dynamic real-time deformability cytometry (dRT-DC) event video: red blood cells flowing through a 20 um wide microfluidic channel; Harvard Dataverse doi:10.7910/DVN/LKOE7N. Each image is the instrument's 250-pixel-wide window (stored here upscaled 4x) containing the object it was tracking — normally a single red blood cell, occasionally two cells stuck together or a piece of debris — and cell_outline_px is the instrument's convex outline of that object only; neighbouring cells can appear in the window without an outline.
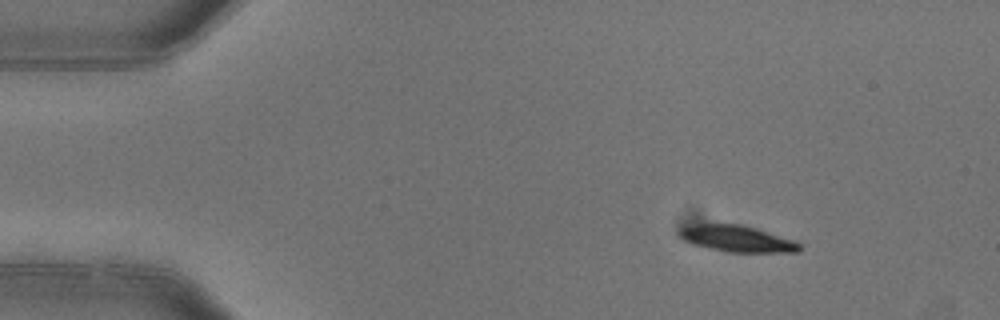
{"species": "common noctule bat (a hibernating species)", "species_latin": "Nyctalus noctula", "temperature_condition": "warm", "stored_images_in_passage": 3, "camera_frame_rate_fps": 3000, "um_per_image_px": 0.085, "animal": {"sex": "female"}, "frame": {"image": 1, "passage_image": 1, "time_ms": 0.0, "image_size_px": [1000, 320], "cell_outline_px": [[804, 248], [800, 252], [728, 252], [708, 248], [692, 244], [684, 240], [680, 236], [680, 228], [692, 224], [740, 224], [756, 228], [796, 240]], "centroid_in_image_um": [62.71, 20.29], "position_along_channel_um": 22.3, "area_um2": 18.61}}